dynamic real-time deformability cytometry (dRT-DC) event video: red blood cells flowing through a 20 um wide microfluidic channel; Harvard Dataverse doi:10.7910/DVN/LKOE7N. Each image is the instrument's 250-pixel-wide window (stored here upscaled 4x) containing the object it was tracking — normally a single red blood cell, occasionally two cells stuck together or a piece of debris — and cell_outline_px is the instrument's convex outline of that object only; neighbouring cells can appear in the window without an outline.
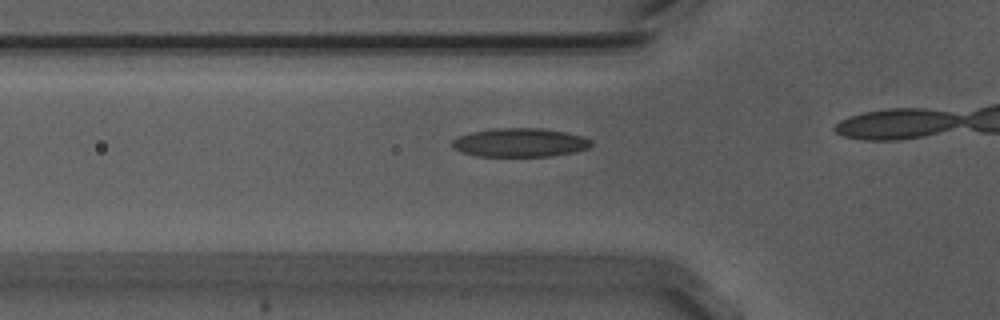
{"species": "Egyptian fruit bat (a non-hibernating species)", "species_latin": "Rousettus aegyptiacus", "temperature_condition": "warm", "stored_images_in_passage": 18, "camera_frame_rate_fps": 3000, "um_per_image_px": 0.085, "animal": {"sex": "male"}, "frame": {"image": 1, "passage_image": 13, "time_ms": 4.0, "image_size_px": [1000, 320], "cell_outline_px": [[592, 144], [588, 148], [576, 152], [552, 156], [476, 156], [460, 152], [452, 148], [452, 140], [460, 136], [472, 132], [496, 128], [540, 128], [564, 132], [584, 136], [592, 140]], "centroid_in_image_um": [44.21, 12.12], "position_along_channel_um": 81.6, "area_um2": 23.35}}